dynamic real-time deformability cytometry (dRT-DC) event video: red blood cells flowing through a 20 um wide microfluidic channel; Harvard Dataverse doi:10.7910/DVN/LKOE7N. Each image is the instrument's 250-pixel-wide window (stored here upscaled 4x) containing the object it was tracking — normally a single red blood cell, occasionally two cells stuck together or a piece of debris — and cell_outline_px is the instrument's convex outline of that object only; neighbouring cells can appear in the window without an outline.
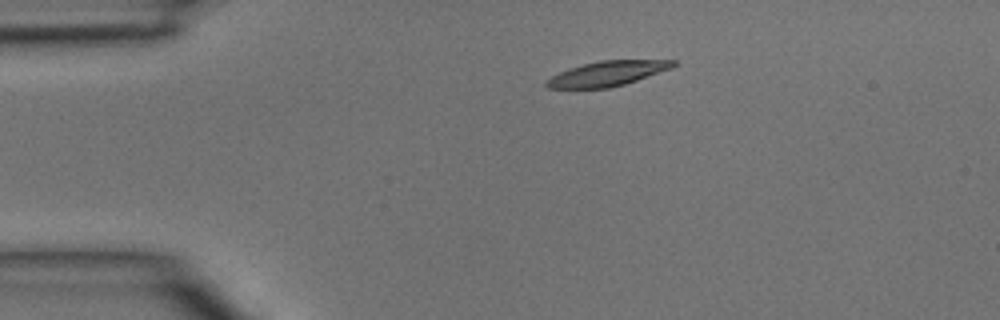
{"species": "common noctule bat (a hibernating species)", "species_latin": "Nyctalus noctula", "temperature_condition": "room temperature", "stored_images_in_passage": 1, "camera_frame_rate_fps": 3000, "um_per_image_px": 0.085, "animal": {"sex": "male", "body_mass_g": 15.6}, "frame": {"image": 1, "passage_image": 1, "time_ms": 0.0, "image_size_px": [1000, 320], "cell_outline_px": [[676, 64], [672, 68], [624, 84], [608, 88], [548, 88], [544, 84], [552, 76], [568, 68], [600, 60], [676, 60]], "centroid_in_image_um": [51.63, 6.25], "position_along_channel_um": 33.4, "area_um2": 18.15}}